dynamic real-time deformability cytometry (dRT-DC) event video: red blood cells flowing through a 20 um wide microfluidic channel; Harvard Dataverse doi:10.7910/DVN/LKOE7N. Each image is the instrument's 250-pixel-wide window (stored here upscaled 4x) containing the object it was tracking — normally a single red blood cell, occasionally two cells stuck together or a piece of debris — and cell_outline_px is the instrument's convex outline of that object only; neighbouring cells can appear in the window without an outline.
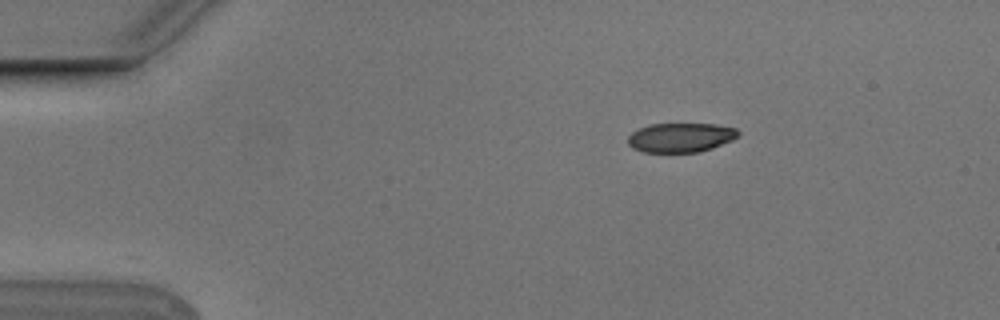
{"species": "Egyptian fruit bat (a non-hibernating species)", "species_latin": "Rousettus aegyptiacus", "temperature_condition": "cold", "stored_images_in_passage": 4, "segment_of_instrument_passage": [1, 2], "camera_frame_rate_fps": 3000, "um_per_image_px": 0.085, "animal": {"sex": "male"}, "frame": {"image": 1, "passage_image": 1, "time_ms": 0.0, "image_size_px": [1000, 320], "cell_outline_px": [[740, 132], [732, 140], [712, 148], [700, 152], [644, 152], [632, 148], [628, 144], [628, 136], [632, 132], [648, 124], [716, 124], [736, 128]], "centroid_in_image_um": [57.84, 11.69], "position_along_channel_um": 27.2, "area_um2": 18.84}}